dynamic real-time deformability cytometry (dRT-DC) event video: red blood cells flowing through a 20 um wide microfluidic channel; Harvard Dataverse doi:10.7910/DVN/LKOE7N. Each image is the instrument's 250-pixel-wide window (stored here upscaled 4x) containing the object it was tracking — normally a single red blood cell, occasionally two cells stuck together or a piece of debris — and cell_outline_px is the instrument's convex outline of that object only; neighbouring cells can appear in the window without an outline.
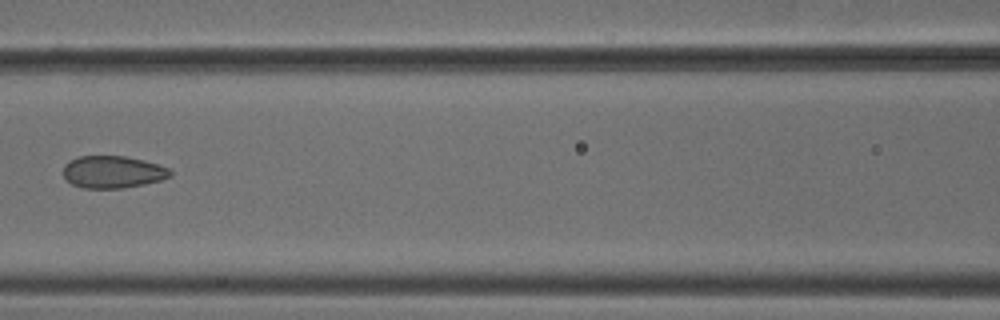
{"species": "common noctule bat (a hibernating species)", "species_latin": "Nyctalus noctula", "temperature_condition": "cold", "stored_images_in_passage": 4, "camera_frame_rate_fps": 3000, "um_per_image_px": 0.085, "animal": {"sex": "male", "body_mass_g": 18.8}, "frame": {"image": 1, "passage_image": 4, "time_ms": 1.0, "image_size_px": [1000, 320], "cell_outline_px": [[172, 176], [160, 180], [144, 184], [120, 188], [84, 188], [72, 184], [64, 176], [64, 164], [68, 160], [80, 156], [124, 156], [144, 160], [168, 168], [172, 172]], "centroid_in_image_um": [9.58, 14.61], "position_along_channel_um": 157.0, "area_um2": 20.0}}